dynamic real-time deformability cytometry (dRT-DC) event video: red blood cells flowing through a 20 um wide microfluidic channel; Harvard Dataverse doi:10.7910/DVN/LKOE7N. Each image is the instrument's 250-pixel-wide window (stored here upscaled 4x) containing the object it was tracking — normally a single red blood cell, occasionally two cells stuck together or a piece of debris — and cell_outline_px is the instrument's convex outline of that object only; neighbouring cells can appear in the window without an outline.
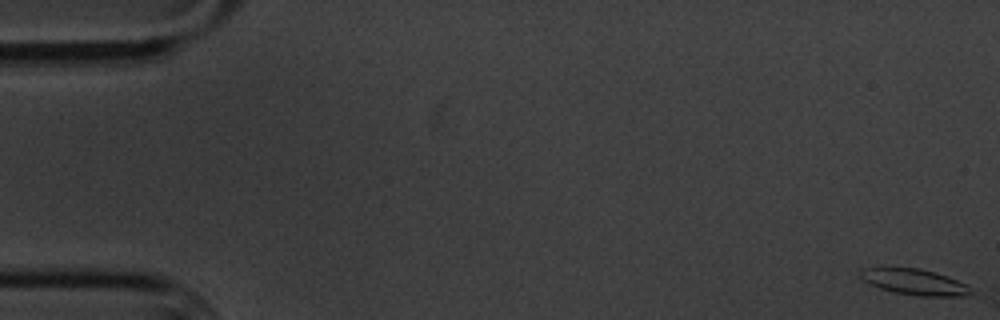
{"species": "common noctule bat (a hibernating species)", "species_latin": "Nyctalus noctula", "temperature_condition": "cold", "stored_images_in_passage": 3, "camera_frame_rate_fps": 3000, "um_per_image_px": 0.085, "animal": {"sex": "male", "body_mass_g": 20.1, "forearm_length_mm": 53.5}, "frame": {"image": 1, "passage_image": 1, "time_ms": 0.0, "image_size_px": [1000, 320], "cell_outline_px": [[972, 292], [968, 296], [916, 296], [896, 292], [880, 288], [864, 280], [860, 276], [860, 268], [920, 268], [936, 272], [948, 276], [968, 284]], "centroid_in_image_um": [77.8, 23.96], "position_along_channel_um": 7.2, "area_um2": 16.65}}